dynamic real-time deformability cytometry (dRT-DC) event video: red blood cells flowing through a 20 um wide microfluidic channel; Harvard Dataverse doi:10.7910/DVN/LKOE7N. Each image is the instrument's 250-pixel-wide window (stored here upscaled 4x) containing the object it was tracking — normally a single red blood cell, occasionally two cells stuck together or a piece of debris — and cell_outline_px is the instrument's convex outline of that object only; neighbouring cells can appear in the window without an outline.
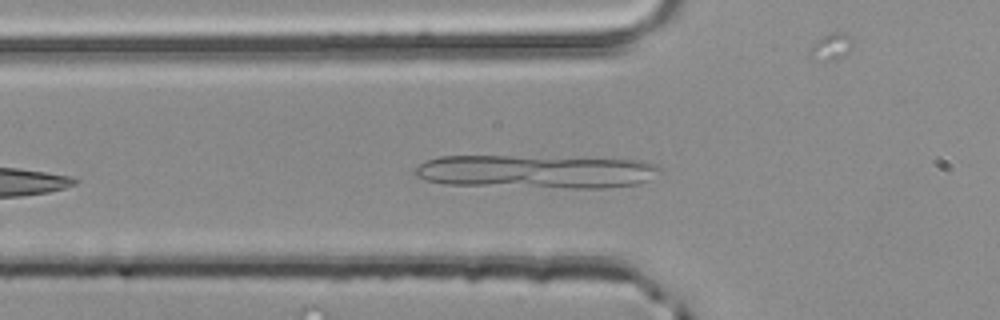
{"species": "common noctule bat (a hibernating species)", "species_latin": "Nyctalus noctula", "temperature_condition": "room temperature", "stored_images_in_passage": 37, "camera_frame_rate_fps": 3000, "um_per_image_px": 0.085, "animal": {"sex": "male", "body_mass_g": 20.4}, "frame": {"image": 1, "passage_image": 6, "time_ms": 1.667, "image_size_px": [1000, 320], "cell_outline_px": [[664, 172], [648, 180], [636, 184], [608, 188], [568, 188], [444, 184], [424, 180], [416, 176], [412, 172], [424, 160], [440, 156], [508, 156], [644, 160], [656, 164], [664, 168]], "centroid_in_image_um": [45.61, 14.59], "position_along_channel_um": 80.2, "area_um2": 48.15}}
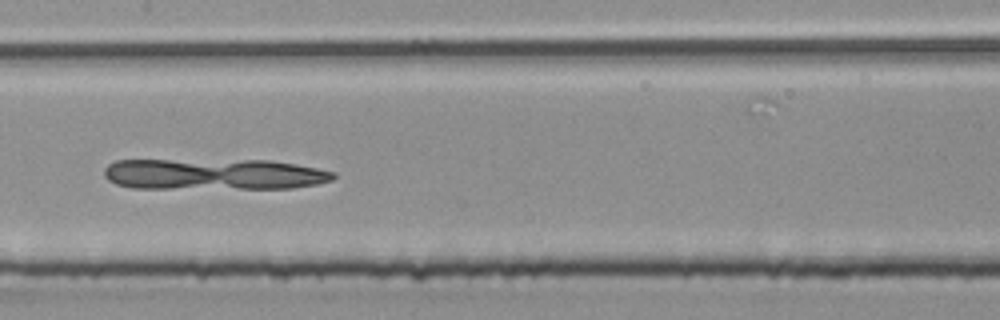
{"frame": {"image": 2, "passage_image": 14, "time_ms": 4.333, "image_size_px": [1000, 320], "cell_outline_px": [[336, 176], [332, 180], [316, 184], [292, 188], [132, 188], [116, 184], [108, 180], [104, 176], [104, 168], [108, 164], [116, 160], [268, 160], [316, 168], [336, 172]], "centroid_in_image_um": [18.14, 14.81], "position_along_channel_um": 189.3, "area_um2": 41.62}}
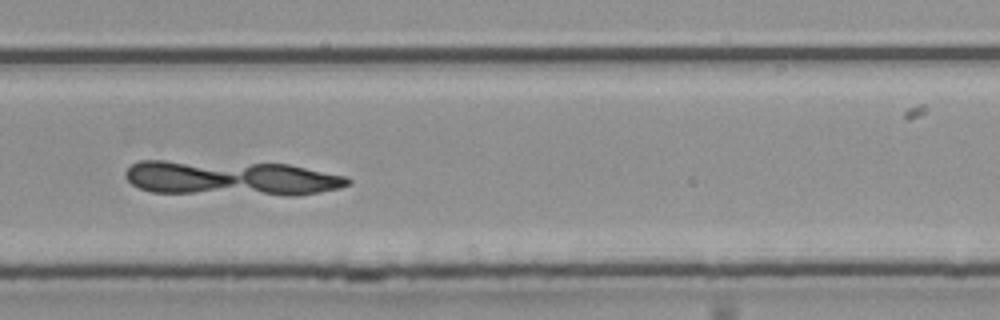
{"frame": {"image": 3, "passage_image": 23, "time_ms": 7.333, "image_size_px": [1000, 320], "cell_outline_px": [[352, 184], [340, 188], [320, 192], [296, 196], [288, 196], [152, 192], [140, 188], [132, 184], [124, 176], [124, 172], [132, 164], [140, 160], [164, 160], [288, 164], [348, 176], [352, 180]], "centroid_in_image_um": [19.69, 15.15], "position_along_channel_um": 310.1, "area_um2": 46.01}}